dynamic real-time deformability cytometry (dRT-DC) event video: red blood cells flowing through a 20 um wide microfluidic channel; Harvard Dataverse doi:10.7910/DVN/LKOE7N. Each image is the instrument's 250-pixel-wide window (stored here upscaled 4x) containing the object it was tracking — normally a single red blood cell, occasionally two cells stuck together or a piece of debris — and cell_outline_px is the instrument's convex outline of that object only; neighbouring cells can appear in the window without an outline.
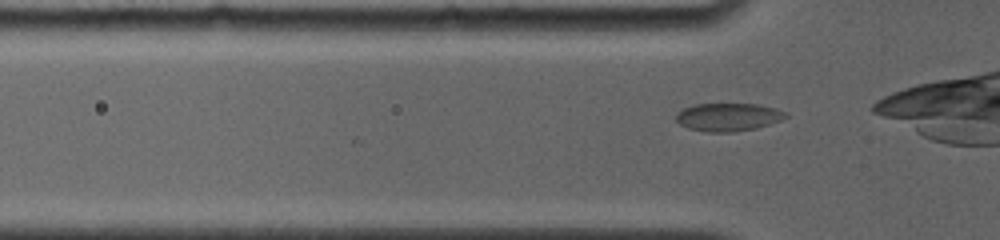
{"species": "common noctule bat (a hibernating species)", "species_latin": "Nyctalus noctula", "temperature_condition": "room temperature", "stored_images_in_passage": 9, "camera_frame_rate_fps": 4000, "um_per_image_px": 0.085, "animal": {"sex": "female", "body_mass_g": 19.0, "forearm_length_mm": 56.7}, "frame": {"image": 1, "passage_image": 2, "time_ms": 0.25, "image_size_px": [1000, 240], "cell_outline_px": [[788, 116], [780, 120], [756, 128], [732, 132], [708, 132], [688, 128], [680, 124], [676, 120], [676, 112], [684, 108], [696, 104], [756, 104], [776, 108], [788, 112]], "centroid_in_image_um": [61.89, 9.94], "position_along_channel_um": 63.9, "area_um2": 17.86}}
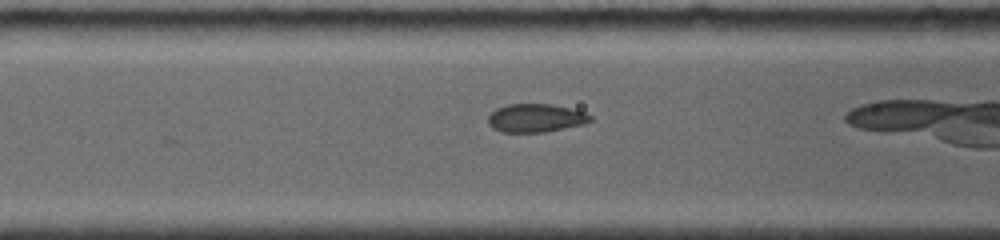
{"frame": {"image": 2, "passage_image": 5, "time_ms": 1.75, "image_size_px": [1000, 240], "cell_outline_px": [[592, 120], [584, 124], [544, 132], [500, 132], [492, 128], [488, 124], [488, 116], [496, 108], [508, 104], [552, 104], [584, 112], [592, 116]], "centroid_in_image_um": [45.5, 10.03], "position_along_channel_um": 121.1, "area_um2": 16.88}}
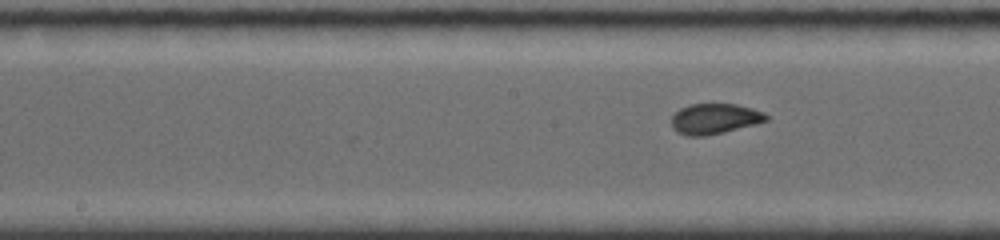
{"frame": {"image": 3, "passage_image": 9, "time_ms": 3.5, "image_size_px": [1000, 240], "cell_outline_px": [[768, 120], [756, 124], [724, 132], [704, 136], [688, 136], [676, 132], [672, 128], [672, 116], [680, 108], [688, 104], [736, 104], [752, 108], [764, 112], [768, 116]], "centroid_in_image_um": [60.74, 10.09], "position_along_channel_um": 187.5, "area_um2": 16.88}}